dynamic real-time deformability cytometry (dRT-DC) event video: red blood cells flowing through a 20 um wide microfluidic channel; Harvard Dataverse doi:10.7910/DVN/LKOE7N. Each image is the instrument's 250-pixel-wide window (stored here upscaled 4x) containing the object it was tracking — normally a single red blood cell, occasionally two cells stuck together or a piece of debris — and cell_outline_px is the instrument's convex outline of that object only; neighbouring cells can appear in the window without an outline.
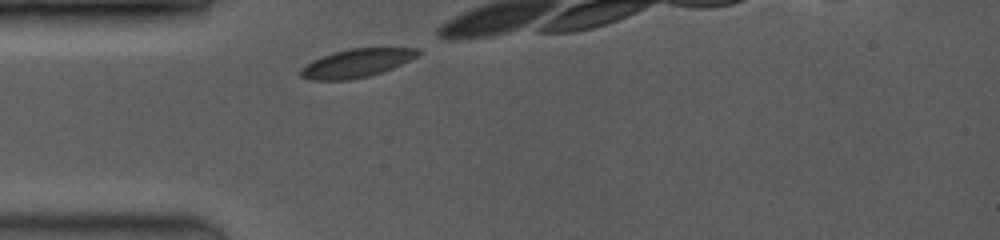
{"species": "common noctule bat (a hibernating species)", "species_latin": "Nyctalus noctula", "temperature_condition": "room temperature", "stored_images_in_passage": 7, "camera_frame_rate_fps": 3500, "um_per_image_px": 0.085, "animal": {"sex": "female", "body_mass_g": 19.0, "forearm_length_mm": 53.3}, "frame": {"image": 1, "passage_image": 1, "time_ms": 0.0, "image_size_px": [1000, 240], "cell_outline_px": [[420, 52], [416, 56], [392, 68], [368, 76], [348, 80], [308, 80], [300, 76], [300, 68], [304, 64], [312, 60], [332, 52], [348, 48], [420, 48]], "centroid_in_image_um": [30.22, 5.36], "position_along_channel_um": 54.8, "area_um2": 19.36}}